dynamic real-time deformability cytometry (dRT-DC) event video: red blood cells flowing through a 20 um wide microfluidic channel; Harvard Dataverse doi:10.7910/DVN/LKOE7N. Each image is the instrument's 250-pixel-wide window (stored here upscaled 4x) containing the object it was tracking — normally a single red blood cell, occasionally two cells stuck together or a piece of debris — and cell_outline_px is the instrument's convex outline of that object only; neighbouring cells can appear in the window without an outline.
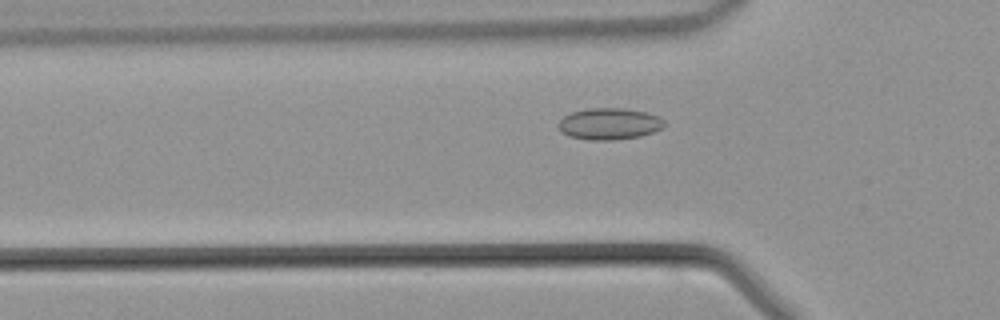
{"species": "common noctule bat (a hibernating species)", "species_latin": "Nyctalus noctula", "temperature_condition": "warm", "stored_images_in_passage": 37, "camera_frame_rate_fps": 3000, "um_per_image_px": 0.085, "animal": {"sex": "male", "body_mass_g": 21.5, "forearm_length_mm": 52.0}, "frame": {"image": 1, "passage_image": 11, "time_ms": 3.333, "image_size_px": [1000, 320], "cell_outline_px": [[664, 124], [660, 128], [652, 132], [640, 136], [612, 140], [588, 140], [568, 136], [560, 132], [556, 124], [564, 116], [572, 112], [588, 108], [624, 108], [648, 112], [660, 116], [664, 120]], "centroid_in_image_um": [51.75, 10.52], "position_along_channel_um": 74.0, "area_um2": 19.65}}
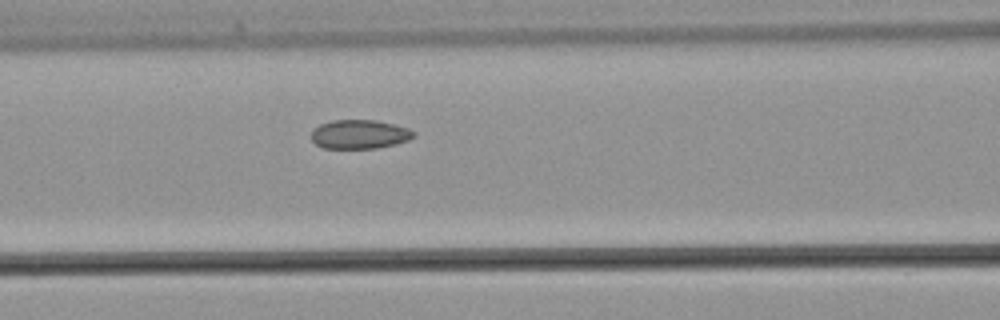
{"frame": {"image": 2, "passage_image": 15, "time_ms": 4.667, "image_size_px": [1000, 320], "cell_outline_px": [[416, 136], [408, 140], [396, 144], [376, 148], [324, 148], [316, 144], [312, 140], [312, 128], [320, 124], [332, 120], [376, 120], [408, 128], [416, 132]], "centroid_in_image_um": [30.57, 11.41], "position_along_channel_um": 136.0, "area_um2": 17.34}}
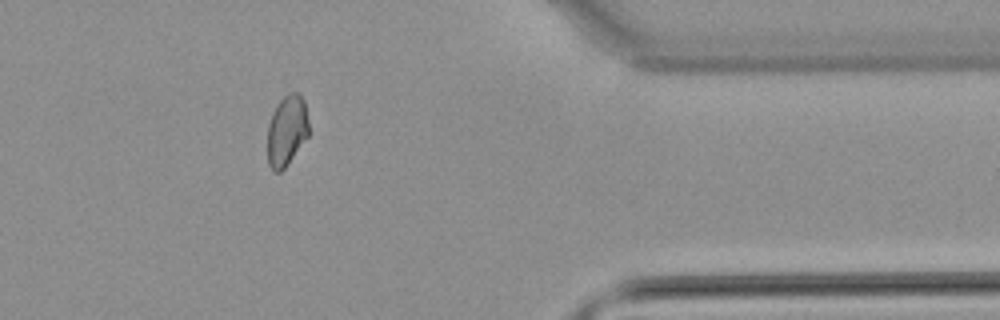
{"frame": {"image": 3, "passage_image": 33, "time_ms": 10.667, "image_size_px": [1000, 320], "cell_outline_px": [[308, 136], [284, 168], [280, 172], [276, 172], [268, 164], [268, 124], [272, 112], [276, 104], [288, 92], [300, 92], [304, 100], [308, 120]], "centroid_in_image_um": [24.37, 11.05], "position_along_channel_um": 387.0, "area_um2": 16.99}}